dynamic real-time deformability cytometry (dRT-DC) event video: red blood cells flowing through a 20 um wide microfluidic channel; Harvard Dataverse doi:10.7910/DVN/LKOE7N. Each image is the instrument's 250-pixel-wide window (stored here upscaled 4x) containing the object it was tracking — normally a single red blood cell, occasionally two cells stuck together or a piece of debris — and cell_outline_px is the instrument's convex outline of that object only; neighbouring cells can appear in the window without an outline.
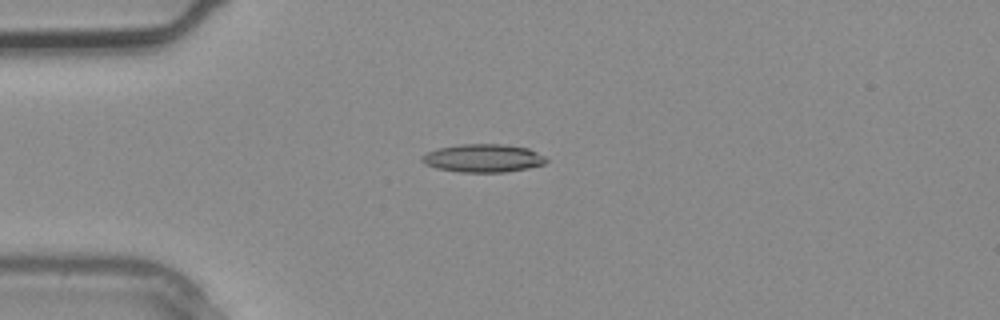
{"species": "common noctule bat (a hibernating species)", "species_latin": "Nyctalus noctula", "temperature_condition": "warm", "stored_images_in_passage": 2, "camera_frame_rate_fps": 3000, "um_per_image_px": 0.085, "animal": {"sex": "male", "body_mass_g": 20.4}, "frame": {"image": 1, "passage_image": 2, "time_ms": 0.333, "image_size_px": [1000, 320], "cell_outline_px": [[548, 160], [544, 164], [528, 168], [504, 172], [460, 172], [436, 168], [424, 164], [420, 160], [420, 156], [436, 148], [460, 144], [504, 144], [528, 148], [544, 156]], "centroid_in_image_um": [41.03, 13.44], "position_along_channel_um": 44.0, "area_um2": 20.46}}